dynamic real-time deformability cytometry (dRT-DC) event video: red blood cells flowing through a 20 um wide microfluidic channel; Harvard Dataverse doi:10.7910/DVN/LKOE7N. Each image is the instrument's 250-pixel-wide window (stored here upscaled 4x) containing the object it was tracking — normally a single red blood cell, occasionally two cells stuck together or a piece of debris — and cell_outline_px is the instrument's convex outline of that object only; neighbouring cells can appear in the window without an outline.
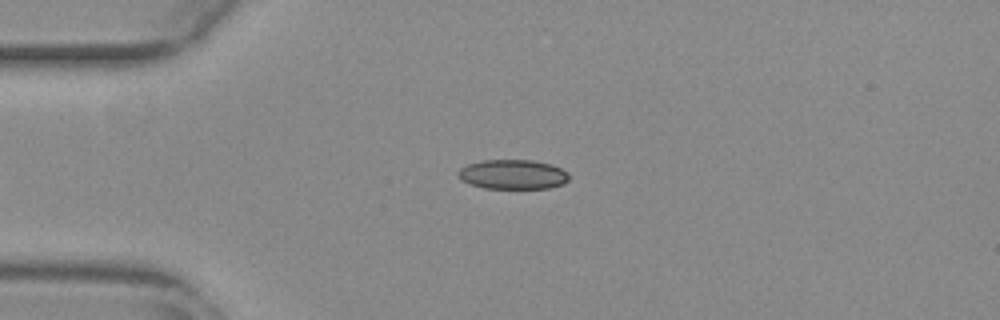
{"species": "common noctule bat (a hibernating species)", "species_latin": "Nyctalus noctula", "temperature_condition": "warm", "stored_images_in_passage": 44, "camera_frame_rate_fps": 3000, "um_per_image_px": 0.085, "animal": {"sex": "female", "body_mass_g": 29.2, "forearm_length_mm": 56.3}, "frame": {"image": 1, "passage_image": 4, "time_ms": 1.0, "image_size_px": [1000, 320], "cell_outline_px": [[568, 180], [564, 184], [548, 188], [484, 188], [460, 180], [460, 168], [468, 164], [480, 160], [532, 160], [552, 164], [568, 172]], "centroid_in_image_um": [43.62, 14.82], "position_along_channel_um": 41.4, "area_um2": 19.02}}
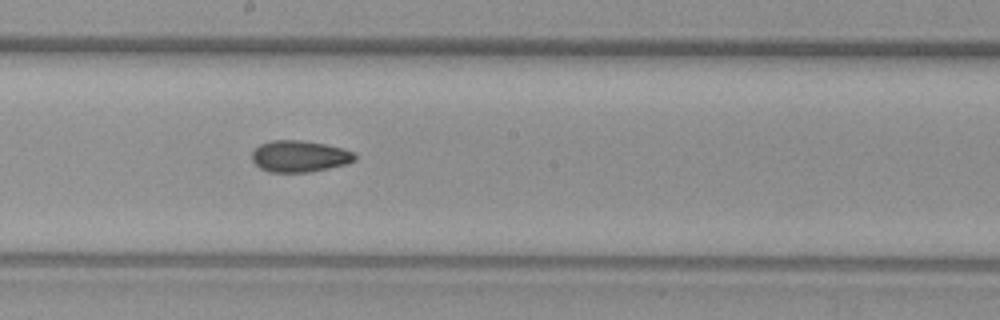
{"frame": {"image": 2, "passage_image": 20, "time_ms": 6.333, "image_size_px": [1000, 320], "cell_outline_px": [[356, 160], [348, 164], [308, 172], [268, 172], [260, 168], [252, 160], [252, 152], [260, 144], [272, 140], [300, 140], [324, 144], [344, 148], [356, 152]], "centroid_in_image_um": [25.49, 13.28], "position_along_channel_um": 222.7, "area_um2": 19.02}}
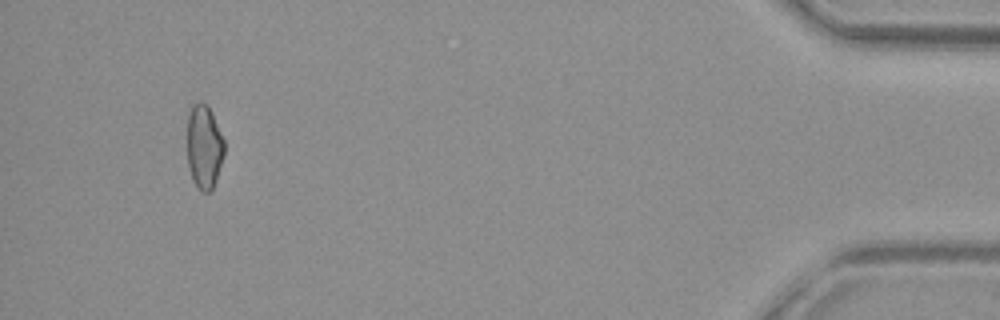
{"frame": {"image": 3, "passage_image": 41, "time_ms": 13.333, "image_size_px": [1000, 320], "cell_outline_px": [[224, 156], [212, 188], [208, 192], [200, 192], [196, 188], [192, 180], [188, 164], [188, 116], [192, 104], [200, 100], [208, 104], [212, 112], [224, 140]], "centroid_in_image_um": [17.35, 12.45], "position_along_channel_um": 417.9, "area_um2": 18.26}, "authors_computed_cell_mechanics": {"area_um2": 18.8428, "velocity_mm_per_s": 3.8821, "shape_relaxation_time_tau1_ms": null, "shape_relaxation_time_tau2_ms": 3.2324, "deformation_change_tau1": null, "deformation_change_tau2": 0.0853}}